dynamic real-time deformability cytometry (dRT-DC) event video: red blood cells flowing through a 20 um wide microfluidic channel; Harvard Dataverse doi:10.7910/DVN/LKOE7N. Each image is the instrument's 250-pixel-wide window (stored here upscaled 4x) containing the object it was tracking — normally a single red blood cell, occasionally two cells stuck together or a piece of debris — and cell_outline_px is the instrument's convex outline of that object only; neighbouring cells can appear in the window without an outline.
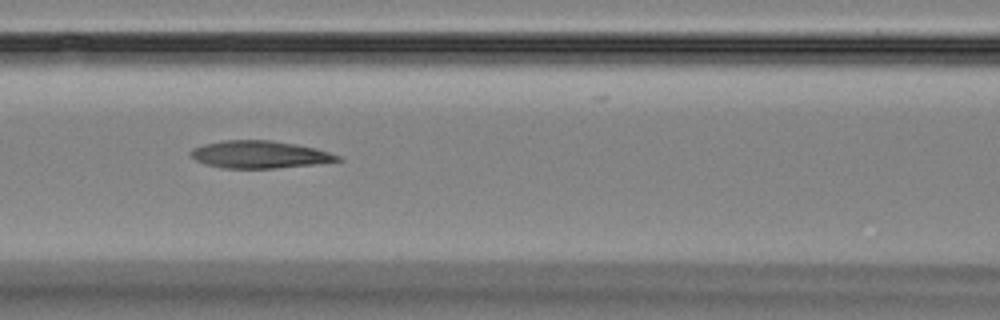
{"species": "Egyptian fruit bat (a non-hibernating species)", "species_latin": "Rousettus aegyptiacus", "temperature_condition": "room temperature", "stored_images_in_passage": 8, "camera_frame_rate_fps": 3000, "um_per_image_px": 0.085, "animal": {"sex": "female"}, "frame": {"image": 1, "passage_image": 8, "time_ms": 8.0, "image_size_px": [1000, 320], "cell_outline_px": [[344, 160], [316, 164], [276, 168], [220, 168], [204, 164], [196, 160], [188, 152], [192, 148], [204, 144], [224, 140], [272, 140], [296, 144], [316, 148], [340, 156]], "centroid_in_image_um": [22.06, 13.13], "position_along_channel_um": 144.5, "area_um2": 23.58}}